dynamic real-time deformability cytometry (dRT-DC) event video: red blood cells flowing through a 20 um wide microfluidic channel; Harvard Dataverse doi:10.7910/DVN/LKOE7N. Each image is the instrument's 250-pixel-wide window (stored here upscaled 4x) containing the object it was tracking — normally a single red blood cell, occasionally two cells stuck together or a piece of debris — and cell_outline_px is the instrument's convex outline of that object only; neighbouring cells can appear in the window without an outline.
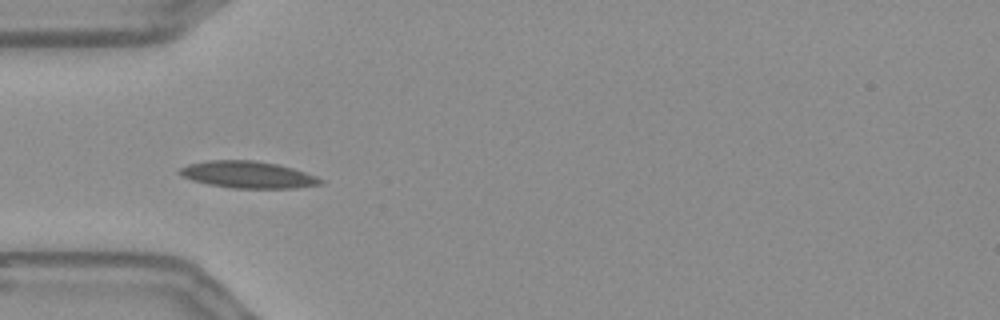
{"species": "Egyptian fruit bat (a non-hibernating species)", "species_latin": "Rousettus aegyptiacus", "temperature_condition": "warm", "stored_images_in_passage": 40, "camera_frame_rate_fps": 3000, "um_per_image_px": 0.085, "frame": {"image": 1, "passage_image": 1, "time_ms": 0.0, "image_size_px": [1000, 320], "cell_outline_px": [[324, 184], [296, 188], [232, 188], [208, 184], [192, 180], [180, 176], [176, 172], [180, 168], [188, 164], [208, 160], [256, 160], [276, 164], [292, 168], [316, 176], [324, 180]], "centroid_in_image_um": [21.05, 14.85], "position_along_channel_um": 63.9, "area_um2": 22.2}}
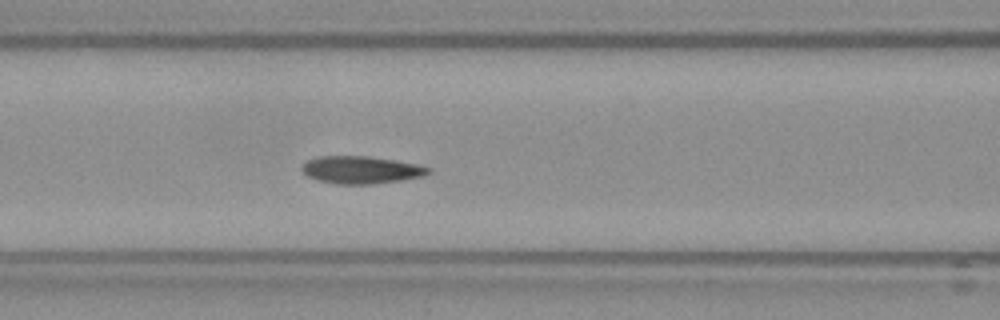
{"frame": {"image": 2, "passage_image": 7, "time_ms": 2.0, "image_size_px": [1000, 320], "cell_outline_px": [[432, 172], [424, 176], [400, 180], [372, 184], [336, 184], [316, 180], [300, 172], [300, 168], [308, 160], [316, 156], [368, 156], [396, 160], [420, 164], [432, 168]], "centroid_in_image_um": [30.7, 14.43], "position_along_channel_um": 135.9, "area_um2": 20.58}}
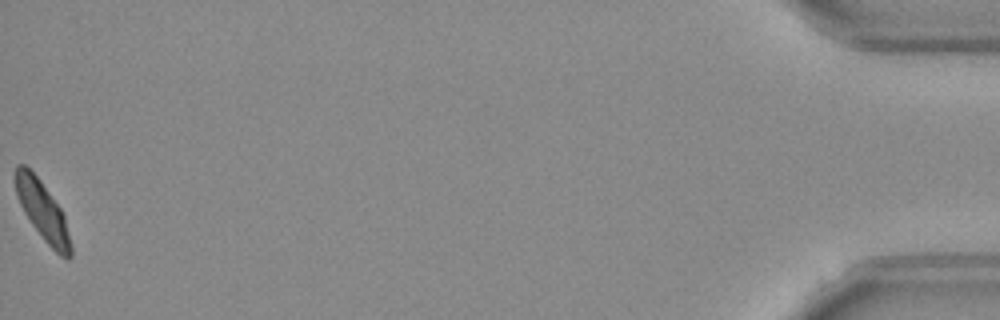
{"frame": {"image": 3, "passage_image": 40, "time_ms": 13.0, "image_size_px": [1000, 320], "cell_outline_px": [[72, 256], [68, 260], [60, 256], [44, 240], [32, 224], [24, 212], [16, 196], [12, 176], [16, 164], [24, 164], [40, 180], [60, 208], [64, 216], [72, 244]], "centroid_in_image_um": [3.59, 17.91], "position_along_channel_um": 431.6, "area_um2": 19.19}, "authors_computed_cell_mechanics": {"area_um2": 19.941, "velocity_mm_per_s": 3.6197, "shape_relaxation_time_tau1_ms": null, "shape_relaxation_time_tau2_ms": 1.7173, "deformation_change_tau1": null, "deformation_change_tau2": 0.0518}}